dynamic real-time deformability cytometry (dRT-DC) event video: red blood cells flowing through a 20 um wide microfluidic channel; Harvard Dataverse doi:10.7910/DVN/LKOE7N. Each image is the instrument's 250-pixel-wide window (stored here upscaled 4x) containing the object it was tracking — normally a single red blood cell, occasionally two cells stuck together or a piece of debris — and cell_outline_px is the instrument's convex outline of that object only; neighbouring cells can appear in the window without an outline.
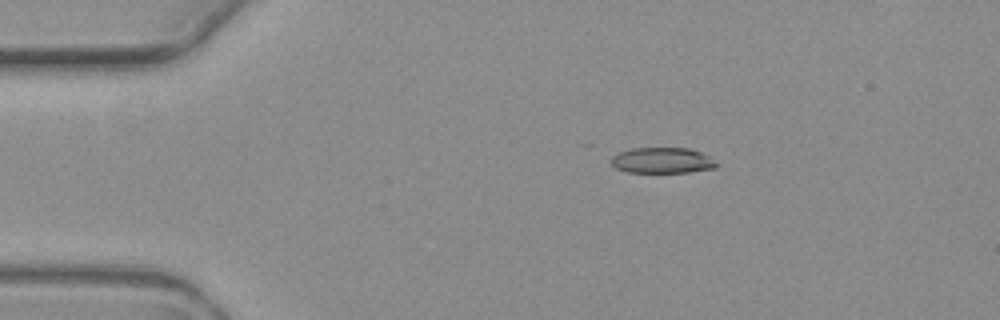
{"species": "common noctule bat (a hibernating species)", "species_latin": "Nyctalus noctula", "temperature_condition": "warm", "stored_images_in_passage": 4, "camera_frame_rate_fps": 3000, "um_per_image_px": 0.085, "animal": {"sex": "female", "body_mass_g": 19.3, "forearm_length_mm": 54.1}, "frame": {"image": 1, "passage_image": 2, "time_ms": 2.0, "image_size_px": [1000, 320], "cell_outline_px": [[720, 164], [716, 168], [688, 172], [628, 172], [616, 168], [608, 160], [612, 156], [620, 152], [632, 148], [688, 148], [700, 152], [708, 156]], "centroid_in_image_um": [56.29, 13.64], "position_along_channel_um": 28.7, "area_um2": 15.84}}